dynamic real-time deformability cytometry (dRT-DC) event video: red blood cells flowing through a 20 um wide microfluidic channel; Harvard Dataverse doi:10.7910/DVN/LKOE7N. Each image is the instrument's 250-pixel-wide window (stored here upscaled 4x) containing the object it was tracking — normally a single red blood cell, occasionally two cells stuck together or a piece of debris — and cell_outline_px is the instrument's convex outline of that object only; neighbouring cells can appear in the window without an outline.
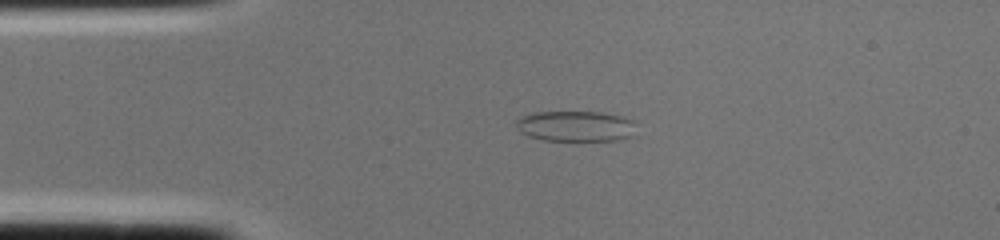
{"species": "common noctule bat (a hibernating species)", "species_latin": "Nyctalus noctula", "temperature_condition": "cold", "stored_images_in_passage": 1, "camera_frame_rate_fps": 3000, "um_per_image_px": 0.085, "animal": {"sex": "female", "body_mass_g": 22.0, "forearm_length_mm": 56.7}, "frame": {"image": 1, "passage_image": 1, "time_ms": 0.0, "image_size_px": [1000, 240], "cell_outline_px": [[632, 136], [620, 140], [544, 140], [528, 136], [520, 132], [516, 128], [516, 120], [520, 116], [536, 112], [600, 112], [624, 116], [632, 120]], "centroid_in_image_um": [48.87, 10.72], "position_along_channel_um": 36.1, "area_um2": 21.33}}